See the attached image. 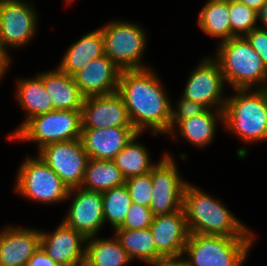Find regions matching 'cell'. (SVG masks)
<instances>
[{"mask_svg":"<svg viewBox=\"0 0 267 266\" xmlns=\"http://www.w3.org/2000/svg\"><path fill=\"white\" fill-rule=\"evenodd\" d=\"M151 67L122 70L117 92L122 96L132 126L138 133L169 134L172 102Z\"/></svg>","mask_w":267,"mask_h":266,"instance_id":"1","label":"cell"},{"mask_svg":"<svg viewBox=\"0 0 267 266\" xmlns=\"http://www.w3.org/2000/svg\"><path fill=\"white\" fill-rule=\"evenodd\" d=\"M198 186L187 183L183 193V210L190 234L228 237H257L252 229L224 204Z\"/></svg>","mask_w":267,"mask_h":266,"instance_id":"2","label":"cell"},{"mask_svg":"<svg viewBox=\"0 0 267 266\" xmlns=\"http://www.w3.org/2000/svg\"><path fill=\"white\" fill-rule=\"evenodd\" d=\"M227 96L223 128L244 142L257 144L267 140V102L265 88L234 89Z\"/></svg>","mask_w":267,"mask_h":266,"instance_id":"3","label":"cell"},{"mask_svg":"<svg viewBox=\"0 0 267 266\" xmlns=\"http://www.w3.org/2000/svg\"><path fill=\"white\" fill-rule=\"evenodd\" d=\"M216 56L227 86L234 89H263L267 67L244 36L217 44Z\"/></svg>","mask_w":267,"mask_h":266,"instance_id":"4","label":"cell"},{"mask_svg":"<svg viewBox=\"0 0 267 266\" xmlns=\"http://www.w3.org/2000/svg\"><path fill=\"white\" fill-rule=\"evenodd\" d=\"M255 240L256 237L189 234L182 256L185 266H243Z\"/></svg>","mask_w":267,"mask_h":266,"instance_id":"5","label":"cell"},{"mask_svg":"<svg viewBox=\"0 0 267 266\" xmlns=\"http://www.w3.org/2000/svg\"><path fill=\"white\" fill-rule=\"evenodd\" d=\"M100 28L104 38L105 55L121 70L150 67L143 59L148 40L147 31L139 23L119 19Z\"/></svg>","mask_w":267,"mask_h":266,"instance_id":"6","label":"cell"},{"mask_svg":"<svg viewBox=\"0 0 267 266\" xmlns=\"http://www.w3.org/2000/svg\"><path fill=\"white\" fill-rule=\"evenodd\" d=\"M16 174L13 191L31 202L51 205L67 199L70 188L38 155L26 156Z\"/></svg>","mask_w":267,"mask_h":266,"instance_id":"7","label":"cell"},{"mask_svg":"<svg viewBox=\"0 0 267 266\" xmlns=\"http://www.w3.org/2000/svg\"><path fill=\"white\" fill-rule=\"evenodd\" d=\"M82 110H54L31 118L10 141L34 142L39 150L44 145L80 139Z\"/></svg>","mask_w":267,"mask_h":266,"instance_id":"8","label":"cell"},{"mask_svg":"<svg viewBox=\"0 0 267 266\" xmlns=\"http://www.w3.org/2000/svg\"><path fill=\"white\" fill-rule=\"evenodd\" d=\"M173 157L165 152L150 172L153 187L149 208L154 216L183 209V193L188 181L183 179Z\"/></svg>","mask_w":267,"mask_h":266,"instance_id":"9","label":"cell"},{"mask_svg":"<svg viewBox=\"0 0 267 266\" xmlns=\"http://www.w3.org/2000/svg\"><path fill=\"white\" fill-rule=\"evenodd\" d=\"M38 16L33 3L0 0V43L7 50L29 45L37 33Z\"/></svg>","mask_w":267,"mask_h":266,"instance_id":"10","label":"cell"},{"mask_svg":"<svg viewBox=\"0 0 267 266\" xmlns=\"http://www.w3.org/2000/svg\"><path fill=\"white\" fill-rule=\"evenodd\" d=\"M226 83L219 63L211 56L204 57L190 73L182 97L200 102L209 109L224 111Z\"/></svg>","mask_w":267,"mask_h":266,"instance_id":"11","label":"cell"},{"mask_svg":"<svg viewBox=\"0 0 267 266\" xmlns=\"http://www.w3.org/2000/svg\"><path fill=\"white\" fill-rule=\"evenodd\" d=\"M37 155L70 189L81 187L89 157L80 139L46 144Z\"/></svg>","mask_w":267,"mask_h":266,"instance_id":"12","label":"cell"},{"mask_svg":"<svg viewBox=\"0 0 267 266\" xmlns=\"http://www.w3.org/2000/svg\"><path fill=\"white\" fill-rule=\"evenodd\" d=\"M69 199L71 204L62 222L86 238L100 235L105 226L102 192L75 187L69 189L66 201Z\"/></svg>","mask_w":267,"mask_h":266,"instance_id":"13","label":"cell"},{"mask_svg":"<svg viewBox=\"0 0 267 266\" xmlns=\"http://www.w3.org/2000/svg\"><path fill=\"white\" fill-rule=\"evenodd\" d=\"M107 127H133L118 92L87 97L82 106V129Z\"/></svg>","mask_w":267,"mask_h":266,"instance_id":"14","label":"cell"},{"mask_svg":"<svg viewBox=\"0 0 267 266\" xmlns=\"http://www.w3.org/2000/svg\"><path fill=\"white\" fill-rule=\"evenodd\" d=\"M41 232V247L59 266H74L85 260L87 238L61 222L53 232Z\"/></svg>","mask_w":267,"mask_h":266,"instance_id":"15","label":"cell"},{"mask_svg":"<svg viewBox=\"0 0 267 266\" xmlns=\"http://www.w3.org/2000/svg\"><path fill=\"white\" fill-rule=\"evenodd\" d=\"M40 247V229L8 224L0 230V266L26 265Z\"/></svg>","mask_w":267,"mask_h":266,"instance_id":"16","label":"cell"},{"mask_svg":"<svg viewBox=\"0 0 267 266\" xmlns=\"http://www.w3.org/2000/svg\"><path fill=\"white\" fill-rule=\"evenodd\" d=\"M122 70L106 55L92 60L73 77L82 95H108L118 90Z\"/></svg>","mask_w":267,"mask_h":266,"instance_id":"17","label":"cell"},{"mask_svg":"<svg viewBox=\"0 0 267 266\" xmlns=\"http://www.w3.org/2000/svg\"><path fill=\"white\" fill-rule=\"evenodd\" d=\"M156 250L163 256H182L189 237L183 209L171 214L154 216L149 227Z\"/></svg>","mask_w":267,"mask_h":266,"instance_id":"18","label":"cell"},{"mask_svg":"<svg viewBox=\"0 0 267 266\" xmlns=\"http://www.w3.org/2000/svg\"><path fill=\"white\" fill-rule=\"evenodd\" d=\"M137 133L134 127L82 129L80 140L89 159L113 160Z\"/></svg>","mask_w":267,"mask_h":266,"instance_id":"19","label":"cell"},{"mask_svg":"<svg viewBox=\"0 0 267 266\" xmlns=\"http://www.w3.org/2000/svg\"><path fill=\"white\" fill-rule=\"evenodd\" d=\"M43 81L54 110H82L85 97L70 76L58 67L37 74Z\"/></svg>","mask_w":267,"mask_h":266,"instance_id":"20","label":"cell"},{"mask_svg":"<svg viewBox=\"0 0 267 266\" xmlns=\"http://www.w3.org/2000/svg\"><path fill=\"white\" fill-rule=\"evenodd\" d=\"M220 123H224V112L208 109L205 113L182 120L168 135L177 141L178 134H180L183 140L193 147L205 148L214 140Z\"/></svg>","mask_w":267,"mask_h":266,"instance_id":"21","label":"cell"},{"mask_svg":"<svg viewBox=\"0 0 267 266\" xmlns=\"http://www.w3.org/2000/svg\"><path fill=\"white\" fill-rule=\"evenodd\" d=\"M15 86V99L18 105L25 112V120L19 124L18 127L10 134L7 139H11L31 118L45 114L53 109V103L47 91L44 88L42 79L36 74L35 77L26 79H17Z\"/></svg>","mask_w":267,"mask_h":266,"instance_id":"22","label":"cell"},{"mask_svg":"<svg viewBox=\"0 0 267 266\" xmlns=\"http://www.w3.org/2000/svg\"><path fill=\"white\" fill-rule=\"evenodd\" d=\"M104 38L101 28L81 36L70 44L57 67L64 73L73 76L92 60L105 55Z\"/></svg>","mask_w":267,"mask_h":266,"instance_id":"23","label":"cell"},{"mask_svg":"<svg viewBox=\"0 0 267 266\" xmlns=\"http://www.w3.org/2000/svg\"><path fill=\"white\" fill-rule=\"evenodd\" d=\"M85 260L92 266H126L132 262L115 235L87 238Z\"/></svg>","mask_w":267,"mask_h":266,"instance_id":"24","label":"cell"},{"mask_svg":"<svg viewBox=\"0 0 267 266\" xmlns=\"http://www.w3.org/2000/svg\"><path fill=\"white\" fill-rule=\"evenodd\" d=\"M197 25L204 34L218 39V44L231 39L228 1H206L198 15Z\"/></svg>","mask_w":267,"mask_h":266,"instance_id":"25","label":"cell"},{"mask_svg":"<svg viewBox=\"0 0 267 266\" xmlns=\"http://www.w3.org/2000/svg\"><path fill=\"white\" fill-rule=\"evenodd\" d=\"M140 137L137 133L113 159L125 179L147 174L157 164L151 161L146 145L138 141Z\"/></svg>","mask_w":267,"mask_h":266,"instance_id":"26","label":"cell"},{"mask_svg":"<svg viewBox=\"0 0 267 266\" xmlns=\"http://www.w3.org/2000/svg\"><path fill=\"white\" fill-rule=\"evenodd\" d=\"M125 180L113 160L89 159L81 187L91 191L104 192L125 184Z\"/></svg>","mask_w":267,"mask_h":266,"instance_id":"27","label":"cell"},{"mask_svg":"<svg viewBox=\"0 0 267 266\" xmlns=\"http://www.w3.org/2000/svg\"><path fill=\"white\" fill-rule=\"evenodd\" d=\"M114 235L120 241L132 261L146 263L163 257L157 250L149 228L140 230L115 229Z\"/></svg>","mask_w":267,"mask_h":266,"instance_id":"28","label":"cell"},{"mask_svg":"<svg viewBox=\"0 0 267 266\" xmlns=\"http://www.w3.org/2000/svg\"><path fill=\"white\" fill-rule=\"evenodd\" d=\"M102 198L105 225L108 223L114 231L123 224L132 199L125 184L102 192Z\"/></svg>","mask_w":267,"mask_h":266,"instance_id":"29","label":"cell"},{"mask_svg":"<svg viewBox=\"0 0 267 266\" xmlns=\"http://www.w3.org/2000/svg\"><path fill=\"white\" fill-rule=\"evenodd\" d=\"M229 21L231 24V38L248 34L258 28V12L237 0L228 1Z\"/></svg>","mask_w":267,"mask_h":266,"instance_id":"30","label":"cell"},{"mask_svg":"<svg viewBox=\"0 0 267 266\" xmlns=\"http://www.w3.org/2000/svg\"><path fill=\"white\" fill-rule=\"evenodd\" d=\"M133 203L150 207L152 200V178L150 172L144 175L133 176L125 180Z\"/></svg>","mask_w":267,"mask_h":266,"instance_id":"31","label":"cell"},{"mask_svg":"<svg viewBox=\"0 0 267 266\" xmlns=\"http://www.w3.org/2000/svg\"><path fill=\"white\" fill-rule=\"evenodd\" d=\"M175 107L172 104L169 133L182 121L205 113L209 108L200 102H194L180 97Z\"/></svg>","mask_w":267,"mask_h":266,"instance_id":"32","label":"cell"},{"mask_svg":"<svg viewBox=\"0 0 267 266\" xmlns=\"http://www.w3.org/2000/svg\"><path fill=\"white\" fill-rule=\"evenodd\" d=\"M154 215L149 207L131 204L123 224L117 229L140 230L150 227Z\"/></svg>","mask_w":267,"mask_h":266,"instance_id":"33","label":"cell"},{"mask_svg":"<svg viewBox=\"0 0 267 266\" xmlns=\"http://www.w3.org/2000/svg\"><path fill=\"white\" fill-rule=\"evenodd\" d=\"M267 67V29L255 28L244 36Z\"/></svg>","mask_w":267,"mask_h":266,"instance_id":"34","label":"cell"},{"mask_svg":"<svg viewBox=\"0 0 267 266\" xmlns=\"http://www.w3.org/2000/svg\"><path fill=\"white\" fill-rule=\"evenodd\" d=\"M26 266H59L46 252L40 247L28 260Z\"/></svg>","mask_w":267,"mask_h":266,"instance_id":"35","label":"cell"},{"mask_svg":"<svg viewBox=\"0 0 267 266\" xmlns=\"http://www.w3.org/2000/svg\"><path fill=\"white\" fill-rule=\"evenodd\" d=\"M152 266H185L183 256L160 257L153 261L146 262Z\"/></svg>","mask_w":267,"mask_h":266,"instance_id":"36","label":"cell"},{"mask_svg":"<svg viewBox=\"0 0 267 266\" xmlns=\"http://www.w3.org/2000/svg\"><path fill=\"white\" fill-rule=\"evenodd\" d=\"M11 58L9 51L0 43V83L10 67Z\"/></svg>","mask_w":267,"mask_h":266,"instance_id":"37","label":"cell"},{"mask_svg":"<svg viewBox=\"0 0 267 266\" xmlns=\"http://www.w3.org/2000/svg\"><path fill=\"white\" fill-rule=\"evenodd\" d=\"M258 21H260V28L267 29V1L258 11Z\"/></svg>","mask_w":267,"mask_h":266,"instance_id":"38","label":"cell"},{"mask_svg":"<svg viewBox=\"0 0 267 266\" xmlns=\"http://www.w3.org/2000/svg\"><path fill=\"white\" fill-rule=\"evenodd\" d=\"M237 1L258 12L267 0H237Z\"/></svg>","mask_w":267,"mask_h":266,"instance_id":"39","label":"cell"},{"mask_svg":"<svg viewBox=\"0 0 267 266\" xmlns=\"http://www.w3.org/2000/svg\"><path fill=\"white\" fill-rule=\"evenodd\" d=\"M74 266H92L88 261L83 260Z\"/></svg>","mask_w":267,"mask_h":266,"instance_id":"40","label":"cell"},{"mask_svg":"<svg viewBox=\"0 0 267 266\" xmlns=\"http://www.w3.org/2000/svg\"><path fill=\"white\" fill-rule=\"evenodd\" d=\"M74 1H76V0H65L66 4L67 3L72 4V3H74Z\"/></svg>","mask_w":267,"mask_h":266,"instance_id":"41","label":"cell"},{"mask_svg":"<svg viewBox=\"0 0 267 266\" xmlns=\"http://www.w3.org/2000/svg\"><path fill=\"white\" fill-rule=\"evenodd\" d=\"M265 99H266V102H267V87H265Z\"/></svg>","mask_w":267,"mask_h":266,"instance_id":"42","label":"cell"}]
</instances>
